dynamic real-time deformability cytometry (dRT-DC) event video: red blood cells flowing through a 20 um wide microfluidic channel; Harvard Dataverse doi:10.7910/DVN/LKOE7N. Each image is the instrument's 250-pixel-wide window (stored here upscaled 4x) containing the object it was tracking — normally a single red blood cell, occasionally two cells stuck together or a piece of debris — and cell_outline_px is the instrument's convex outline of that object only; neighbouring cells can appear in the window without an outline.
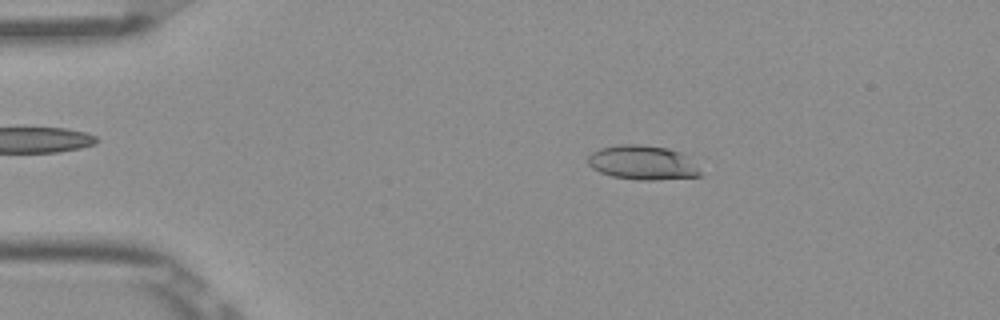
{"species": "Egyptian fruit bat (a non-hibernating species)", "species_latin": "Rousettus aegyptiacus", "temperature_condition": "room temperature", "stored_images_in_passage": 52, "camera_frame_rate_fps": 3000, "um_per_image_px": 0.085, "frame": {"image": 1, "passage_image": 9, "time_ms": 2.667, "image_size_px": [1000, 320], "cell_outline_px": [[700, 176], [656, 180], [636, 180], [612, 176], [600, 172], [592, 168], [588, 164], [588, 156], [592, 152], [600, 148], [620, 144], [640, 144], [668, 148], [680, 152], [700, 172]], "centroid_in_image_um": [54.54, 13.82], "position_along_channel_um": 30.5, "area_um2": 22.2}}
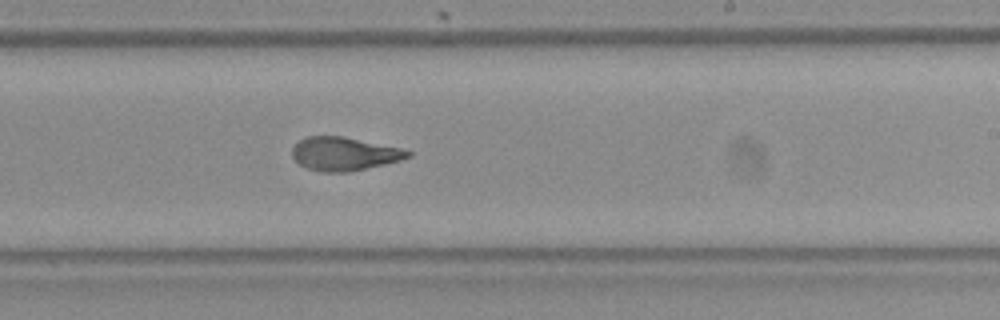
{"frame": {"image": 2, "passage_image": 31, "time_ms": 10.0, "image_size_px": [1000, 320], "cell_outline_px": [[412, 156], [400, 160], [384, 164], [348, 172], [320, 172], [308, 168], [300, 164], [292, 156], [292, 148], [300, 140], [308, 136], [344, 136], [400, 148], [412, 152]], "centroid_in_image_um": [29.25, 13.07], "position_along_channel_um": 259.7, "area_um2": 22.37}}
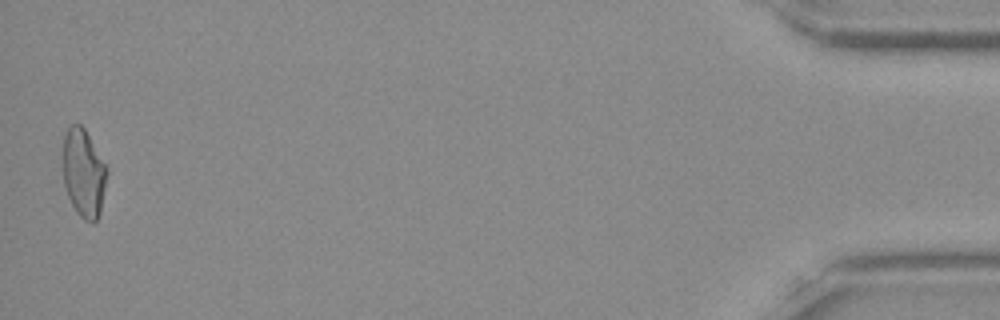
{"frame": {"image": 3, "passage_image": 51, "time_ms": 16.667, "image_size_px": [1000, 320], "cell_outline_px": [[108, 172], [100, 212], [96, 220], [92, 224], [84, 220], [76, 212], [68, 196], [64, 184], [64, 136], [68, 128], [72, 124], [80, 124], [84, 128], [104, 164]], "centroid_in_image_um": [7.11, 14.75], "position_along_channel_um": 428.1, "area_um2": 22.14}, "authors_computed_cell_mechanics": {"area_um2": 22.8599, "velocity_mm_per_s": 3.883, "shape_relaxation_time_tau1_ms": null, "shape_relaxation_time_tau2_ms": 1.8888, "deformation_change_tau1": null, "deformation_change_tau2": 0.0866}}